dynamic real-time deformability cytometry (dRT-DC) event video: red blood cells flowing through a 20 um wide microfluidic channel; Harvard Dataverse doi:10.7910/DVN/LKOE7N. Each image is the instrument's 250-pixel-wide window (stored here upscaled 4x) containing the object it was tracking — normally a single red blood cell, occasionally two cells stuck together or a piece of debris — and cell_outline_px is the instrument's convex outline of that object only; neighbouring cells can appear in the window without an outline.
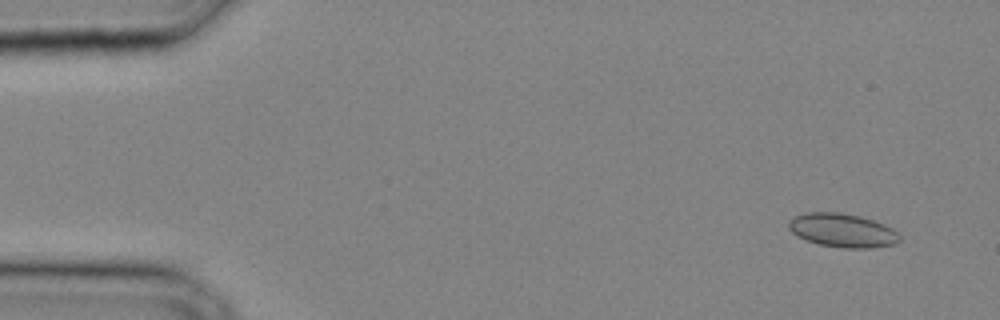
{"species": "common noctule bat (a hibernating species)", "species_latin": "Nyctalus noctula", "temperature_condition": "cold", "stored_images_in_passage": 33, "camera_frame_rate_fps": 3000, "um_per_image_px": 0.085, "animal": {"sex": "male", "body_mass_g": 20.4}, "frame": {"image": 1, "passage_image": 3, "time_ms": 0.667, "image_size_px": [1000, 320], "cell_outline_px": [[900, 240], [896, 244], [872, 248], [844, 248], [820, 244], [804, 240], [796, 236], [788, 228], [788, 220], [804, 212], [840, 212], [860, 216], [884, 224], [892, 228], [900, 236]], "centroid_in_image_um": [71.59, 19.58], "position_along_channel_um": 13.4, "area_um2": 21.96}}
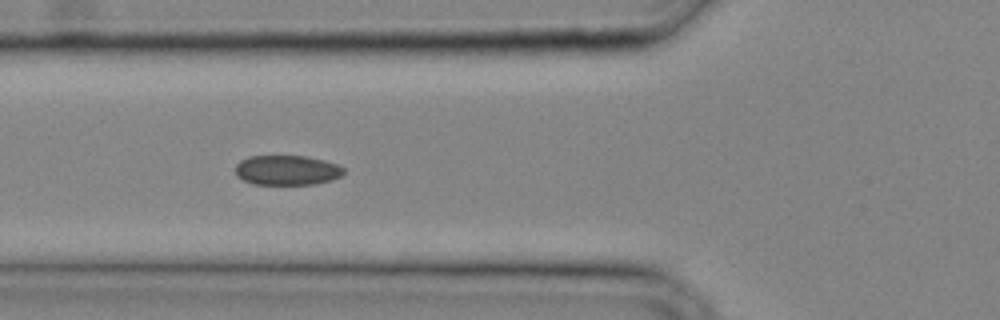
{"frame": {"image": 2, "passage_image": 13, "time_ms": 4.0, "image_size_px": [1000, 320], "cell_outline_px": [[344, 172], [340, 176], [332, 180], [312, 184], [252, 184], [236, 176], [236, 164], [240, 160], [248, 156], [308, 156], [324, 160], [336, 164], [344, 168]], "centroid_in_image_um": [24.37, 14.46], "position_along_channel_um": 101.4, "area_um2": 18.84}}
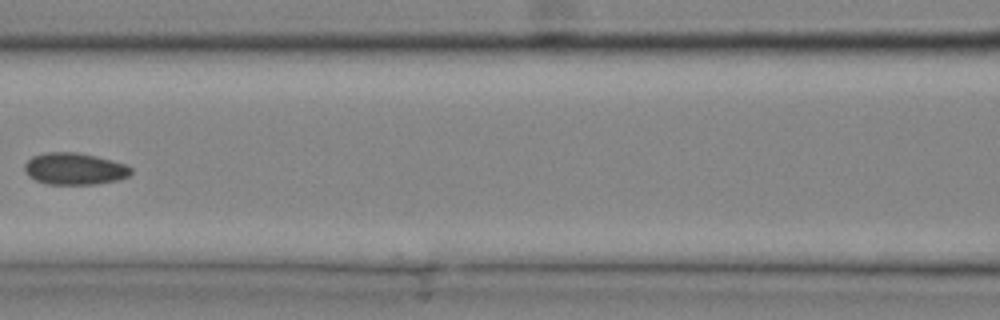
{"frame": {"image": 3, "passage_image": 16, "time_ms": 5.0, "image_size_px": [1000, 320], "cell_outline_px": [[132, 172], [128, 176], [120, 180], [96, 184], [48, 184], [36, 180], [28, 176], [24, 172], [24, 164], [32, 156], [44, 152], [76, 152], [96, 156], [112, 160], [124, 164], [132, 168]], "centroid_in_image_um": [6.32, 14.34], "position_along_channel_um": 160.3, "area_um2": 19.88}}